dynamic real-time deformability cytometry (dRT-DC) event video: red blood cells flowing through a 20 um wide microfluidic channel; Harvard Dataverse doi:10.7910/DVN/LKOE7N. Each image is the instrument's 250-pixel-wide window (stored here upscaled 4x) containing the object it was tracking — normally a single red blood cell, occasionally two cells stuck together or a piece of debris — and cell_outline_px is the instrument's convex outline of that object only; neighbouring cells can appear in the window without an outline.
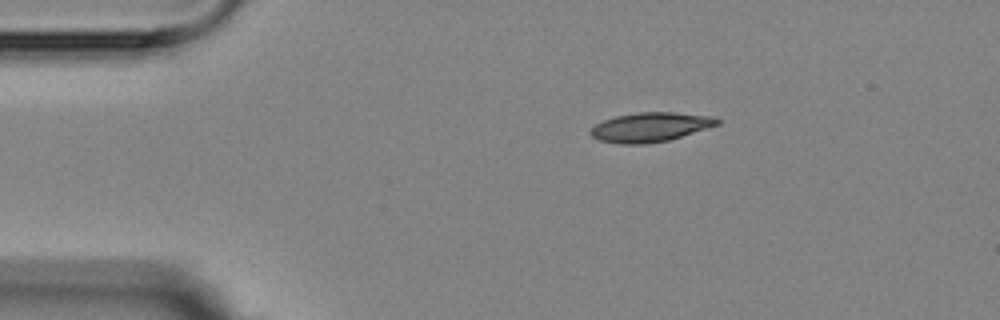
{"species": "Egyptian fruit bat (a non-hibernating species)", "species_latin": "Rousettus aegyptiacus", "temperature_condition": "room temperature", "stored_images_in_passage": 4, "camera_frame_rate_fps": 3000, "um_per_image_px": 0.085, "animal": {"sex": "female"}, "frame": {"image": 1, "passage_image": 1, "time_ms": 0.0, "image_size_px": [1000, 320], "cell_outline_px": [[720, 124], [668, 140], [644, 144], [620, 144], [600, 140], [592, 136], [588, 132], [596, 124], [604, 120], [616, 116], [640, 112], [672, 112], [716, 116], [720, 120]], "centroid_in_image_um": [55.3, 10.8], "position_along_channel_um": 29.7, "area_um2": 21.56}}
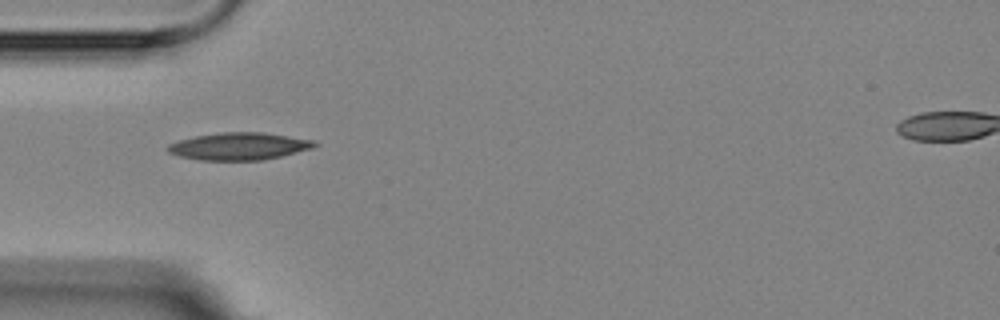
{"frame": {"image": 2, "passage_image": 3, "time_ms": 2.333, "image_size_px": [1000, 320], "cell_outline_px": [[320, 144], [312, 148], [264, 160], [200, 160], [180, 156], [168, 152], [164, 148], [168, 144], [180, 140], [196, 136], [220, 132], [264, 132], [312, 140]], "centroid_in_image_um": [20.3, 12.43], "position_along_channel_um": 64.7, "area_um2": 23.29}}
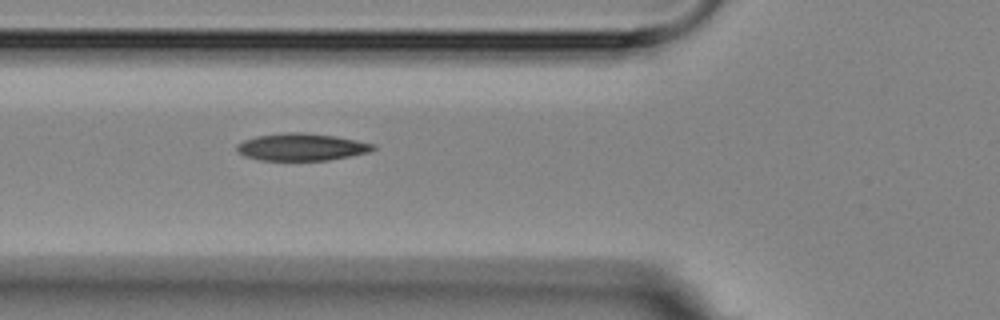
{"frame": {"image": 3, "passage_image": 4, "time_ms": 3.333, "image_size_px": [1000, 320], "cell_outline_px": [[376, 148], [368, 152], [352, 156], [328, 160], [260, 160], [244, 156], [236, 152], [236, 144], [244, 140], [256, 136], [288, 132], [304, 132], [336, 136], [376, 144]], "centroid_in_image_um": [25.62, 12.49], "position_along_channel_um": 100.2, "area_um2": 21.79}}